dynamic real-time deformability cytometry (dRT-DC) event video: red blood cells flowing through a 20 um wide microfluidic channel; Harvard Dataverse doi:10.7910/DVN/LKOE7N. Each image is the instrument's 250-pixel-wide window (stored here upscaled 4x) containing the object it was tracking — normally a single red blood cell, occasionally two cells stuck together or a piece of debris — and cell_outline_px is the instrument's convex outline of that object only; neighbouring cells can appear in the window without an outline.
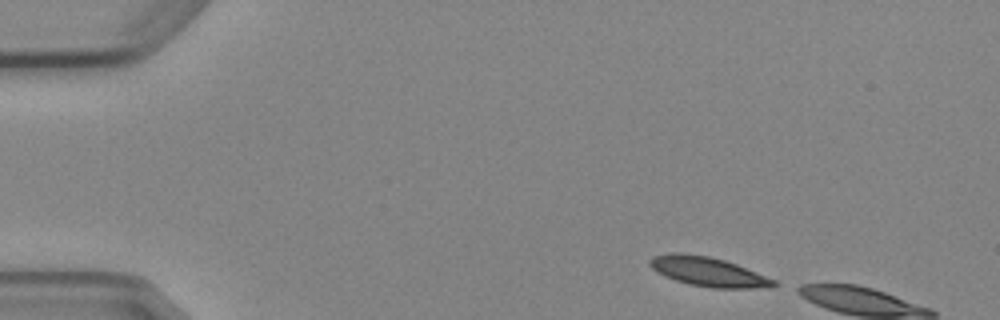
{"species": "Egyptian fruit bat (a non-hibernating species)", "species_latin": "Rousettus aegyptiacus", "temperature_condition": "cold", "stored_images_in_passage": 2, "camera_frame_rate_fps": 3000, "um_per_image_px": 0.085, "animal": {"sex": "female"}, "frame": {"image": 1, "passage_image": 1, "time_ms": 0.0, "image_size_px": [1000, 320], "cell_outline_px": [[780, 284], [752, 288], [712, 288], [688, 284], [676, 280], [652, 268], [648, 264], [648, 260], [652, 256], [676, 252], [680, 252], [708, 256], [724, 260], [736, 264], [776, 280]], "centroid_in_image_um": [60.17, 23.08], "position_along_channel_um": 24.8, "area_um2": 20.87}}